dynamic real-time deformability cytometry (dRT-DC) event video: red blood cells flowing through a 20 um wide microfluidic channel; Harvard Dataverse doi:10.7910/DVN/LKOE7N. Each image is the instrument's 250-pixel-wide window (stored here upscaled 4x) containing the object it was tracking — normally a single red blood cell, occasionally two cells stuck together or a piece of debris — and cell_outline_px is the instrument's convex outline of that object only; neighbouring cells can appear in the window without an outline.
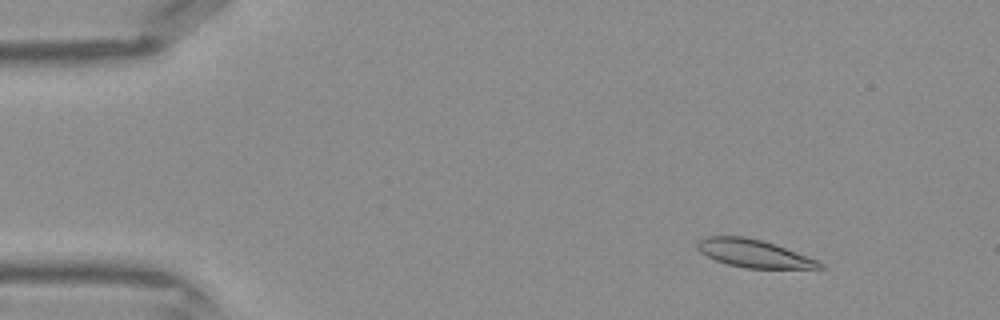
{"species": "Egyptian fruit bat (a non-hibernating species)", "species_latin": "Rousettus aegyptiacus", "temperature_condition": "warm", "stored_images_in_passage": 41, "camera_frame_rate_fps": 3000, "um_per_image_px": 0.085, "frame": {"image": 1, "passage_image": 4, "time_ms": 1.0, "image_size_px": [1000, 320], "cell_outline_px": [[824, 268], [744, 268], [728, 264], [716, 260], [700, 252], [696, 248], [696, 244], [704, 236], [744, 236], [764, 240], [820, 260], [824, 264]], "centroid_in_image_um": [64.1, 21.53], "position_along_channel_um": 20.9, "area_um2": 20.0}}
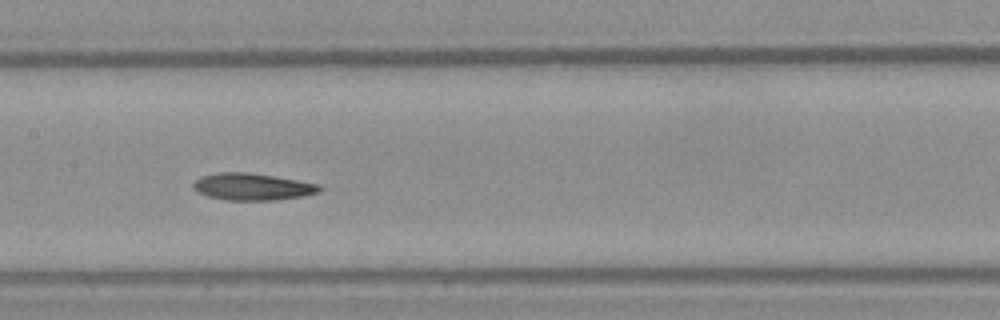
{"frame": {"image": 2, "passage_image": 20, "time_ms": 6.333, "image_size_px": [1000, 320], "cell_outline_px": [[324, 188], [320, 192], [304, 196], [276, 200], [224, 200], [208, 196], [196, 192], [192, 188], [192, 184], [200, 176], [216, 172], [248, 172], [276, 176], [320, 184]], "centroid_in_image_um": [21.46, 15.87], "position_along_channel_um": 185.9, "area_um2": 20.23}}
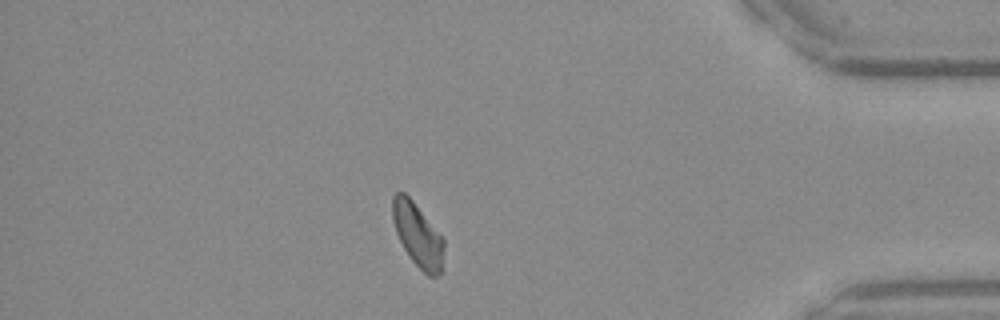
{"frame": {"image": 3, "passage_image": 36, "time_ms": 11.667, "image_size_px": [1000, 320], "cell_outline_px": [[444, 248], [440, 272], [436, 276], [428, 276], [412, 260], [404, 248], [396, 232], [392, 220], [392, 196], [396, 192], [404, 192], [412, 200], [444, 240]], "centroid_in_image_um": [35.48, 19.95], "position_along_channel_um": 399.7, "area_um2": 18.55}}